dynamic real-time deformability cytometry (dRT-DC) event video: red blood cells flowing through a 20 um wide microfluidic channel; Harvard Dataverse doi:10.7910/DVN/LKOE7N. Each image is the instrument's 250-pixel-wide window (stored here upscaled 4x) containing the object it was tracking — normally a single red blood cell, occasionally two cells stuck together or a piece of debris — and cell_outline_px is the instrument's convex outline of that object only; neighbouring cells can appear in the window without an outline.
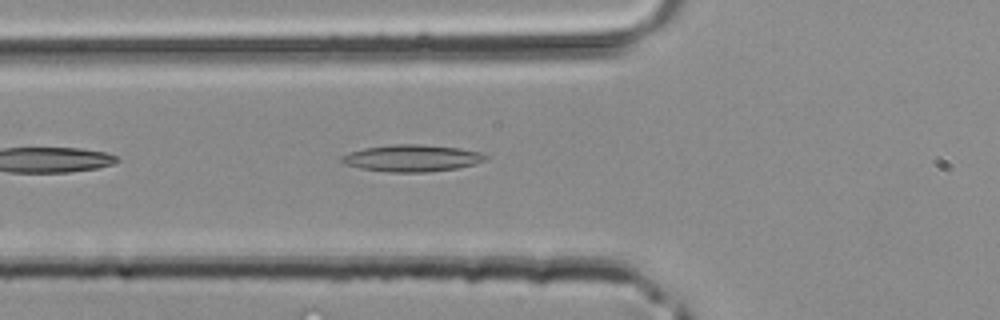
{"species": "common noctule bat (a hibernating species)", "species_latin": "Nyctalus noctula", "temperature_condition": "room temperature", "stored_images_in_passage": 41, "camera_frame_rate_fps": 3000, "um_per_image_px": 0.085, "animal": {"sex": "male", "body_mass_g": 20.4}, "frame": {"image": 1, "passage_image": 15, "time_ms": 4.667, "image_size_px": [1000, 320], "cell_outline_px": [[488, 160], [476, 164], [456, 168], [428, 172], [388, 172], [360, 168], [344, 164], [340, 160], [340, 156], [364, 148], [392, 144], [420, 144], [460, 148], [480, 152], [488, 156]], "centroid_in_image_um": [35.04, 13.44], "position_along_channel_um": 90.8, "area_um2": 22.6}}
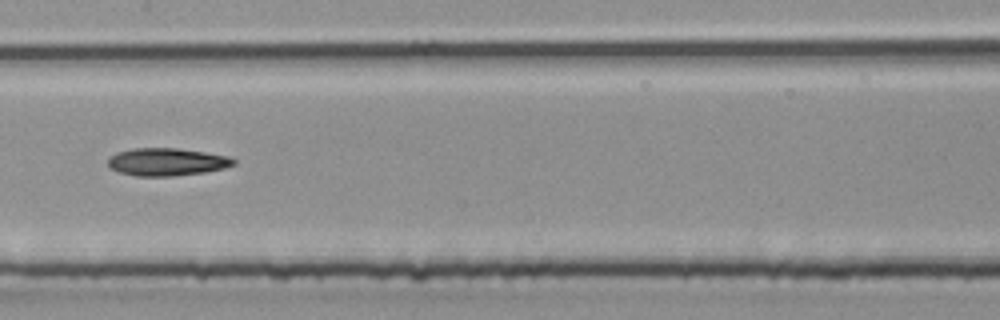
{"frame": {"image": 2, "passage_image": 21, "time_ms": 6.667, "image_size_px": [1000, 320], "cell_outline_px": [[236, 164], [224, 168], [204, 172], [172, 176], [136, 176], [120, 172], [112, 168], [108, 164], [108, 160], [116, 152], [136, 148], [176, 148], [204, 152], [228, 156], [236, 160]], "centroid_in_image_um": [14.2, 13.76], "position_along_channel_um": 193.2, "area_um2": 20.06}}
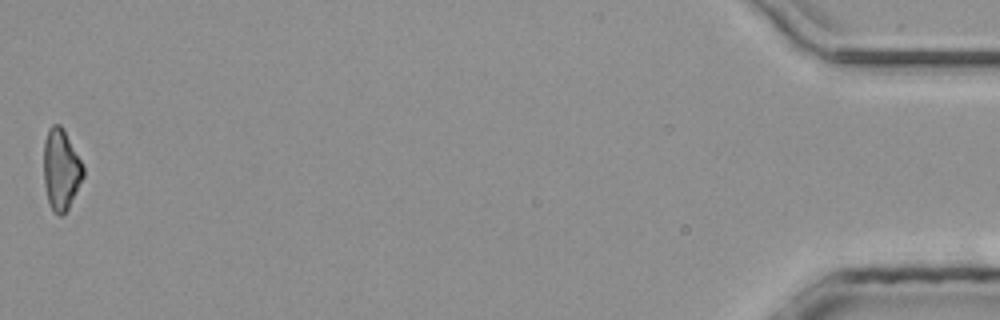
{"frame": {"image": 3, "passage_image": 41, "time_ms": 13.333, "image_size_px": [1000, 320], "cell_outline_px": [[84, 176], [68, 208], [60, 216], [52, 212], [48, 200], [44, 184], [44, 140], [48, 128], [52, 124], [60, 124], [64, 128], [84, 168]], "centroid_in_image_um": [5.17, 14.38], "position_along_channel_um": 430.0, "area_um2": 18.61}}